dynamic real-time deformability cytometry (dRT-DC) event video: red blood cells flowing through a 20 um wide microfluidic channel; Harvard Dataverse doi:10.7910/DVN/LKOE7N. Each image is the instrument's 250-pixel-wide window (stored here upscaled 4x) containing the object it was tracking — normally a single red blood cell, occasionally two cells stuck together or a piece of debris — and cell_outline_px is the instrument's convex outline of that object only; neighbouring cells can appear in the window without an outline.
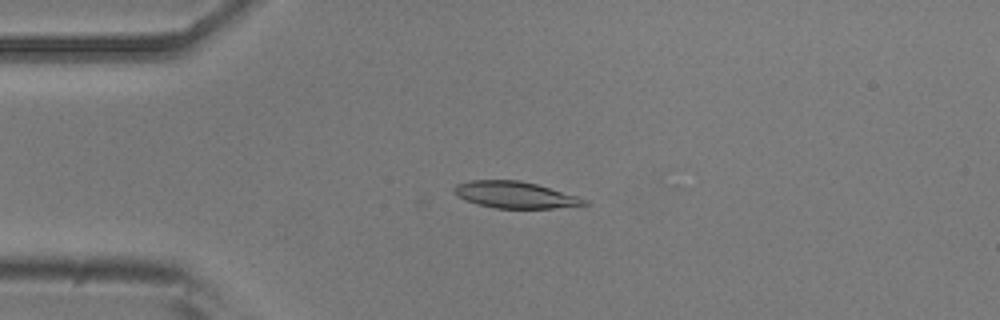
{"species": "common noctule bat (a hibernating species)", "species_latin": "Nyctalus noctula", "temperature_condition": "room temperature", "stored_images_in_passage": 4, "camera_frame_rate_fps": 3000, "um_per_image_px": 0.085, "animal": {"sex": "male", "body_mass_g": 20.5, "forearm_length_mm": 52.5}, "frame": {"image": 1, "passage_image": 4, "time_ms": 1.0, "image_size_px": [1000, 320], "cell_outline_px": [[588, 204], [552, 208], [496, 208], [476, 204], [464, 200], [452, 192], [452, 188], [456, 184], [468, 180], [520, 180], [536, 184], [576, 196], [588, 200]], "centroid_in_image_um": [43.69, 16.55], "position_along_channel_um": 41.3, "area_um2": 20.11}}